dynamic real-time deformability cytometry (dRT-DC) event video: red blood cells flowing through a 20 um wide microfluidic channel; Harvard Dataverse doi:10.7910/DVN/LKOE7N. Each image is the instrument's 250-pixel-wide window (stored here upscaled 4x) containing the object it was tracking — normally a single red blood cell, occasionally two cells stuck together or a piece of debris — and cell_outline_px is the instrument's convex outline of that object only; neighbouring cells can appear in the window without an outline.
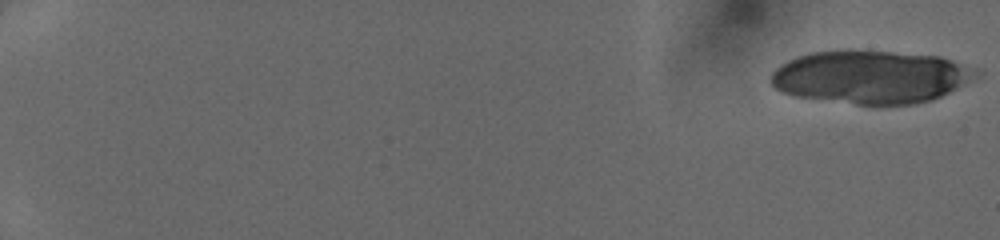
{"species": "human", "species_latin": "Homo sapiens", "temperature_condition": "cold", "stored_images_in_passage": 21, "camera_frame_rate_fps": 3000, "um_per_image_px": 0.085, "donor": {"sex": "female"}, "frame": {"image": 1, "passage_image": 1, "time_ms": 0.0, "image_size_px": [1000, 240], "cell_outline_px": [[984, 72], [980, 76], [932, 100], [912, 104], [856, 104], [796, 96], [780, 92], [772, 84], [772, 72], [780, 64], [788, 60], [812, 52], [848, 48], [940, 56], [976, 68]], "centroid_in_image_um": [74.04, 6.51], "position_along_channel_um": 11.0, "area_um2": 63.81}}